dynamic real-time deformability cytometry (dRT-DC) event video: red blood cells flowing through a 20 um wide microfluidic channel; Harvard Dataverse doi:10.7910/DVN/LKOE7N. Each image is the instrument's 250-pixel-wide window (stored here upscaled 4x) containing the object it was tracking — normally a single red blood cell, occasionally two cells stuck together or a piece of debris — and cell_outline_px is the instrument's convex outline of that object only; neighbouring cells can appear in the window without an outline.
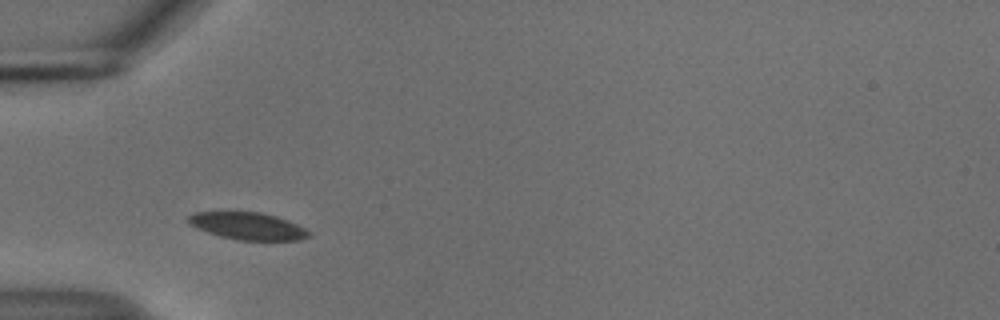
{"species": "common noctule bat (a hibernating species)", "species_latin": "Nyctalus noctula", "temperature_condition": "cold", "stored_images_in_passage": 38, "camera_frame_rate_fps": 3000, "um_per_image_px": 0.085, "animal": {"sex": "male", "body_mass_g": 18.8}, "frame": {"image": 1, "passage_image": 1, "time_ms": 0.0, "image_size_px": [1000, 320], "cell_outline_px": [[312, 232], [308, 236], [300, 240], [236, 240], [220, 236], [196, 228], [188, 224], [188, 216], [196, 212], [260, 212], [276, 216], [288, 220]], "centroid_in_image_um": [21.06, 19.21], "position_along_channel_um": 63.9, "area_um2": 19.07}}
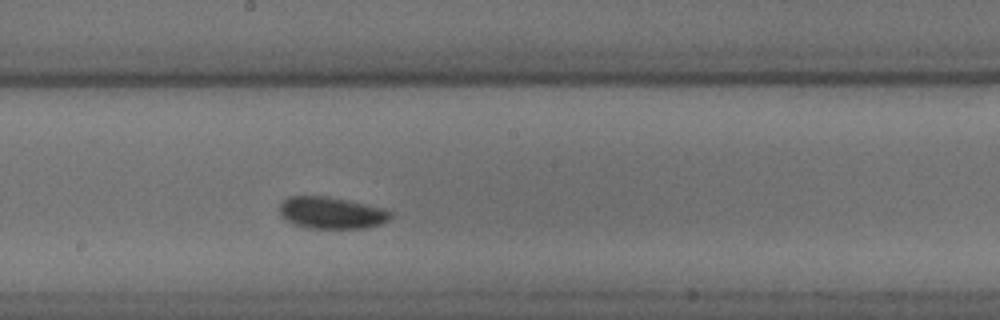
{"frame": {"image": 2, "passage_image": 14, "time_ms": 4.333, "image_size_px": [1000, 320], "cell_outline_px": [[392, 216], [388, 220], [380, 224], [368, 228], [308, 228], [292, 224], [284, 220], [280, 216], [280, 204], [288, 196], [324, 196], [388, 208], [392, 212]], "centroid_in_image_um": [28.18, 18.1], "position_along_channel_um": 220.0, "area_um2": 20.81}}
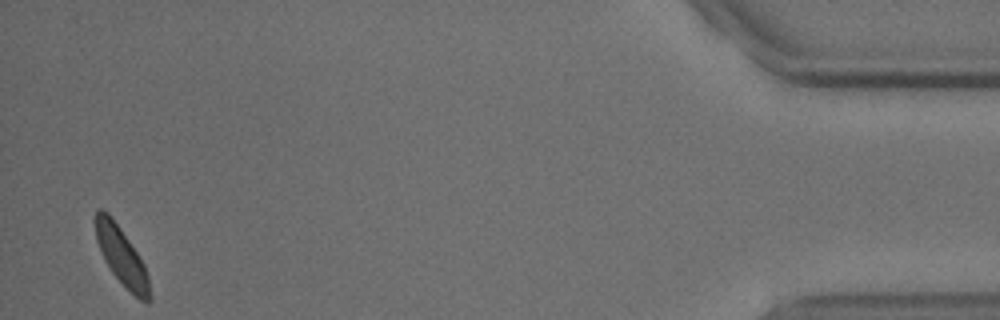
{"frame": {"image": 3, "passage_image": 37, "time_ms": 12.0, "image_size_px": [1000, 320], "cell_outline_px": [[152, 300], [148, 304], [140, 300], [112, 272], [104, 260], [96, 240], [92, 220], [96, 212], [100, 208], [108, 212], [112, 216], [144, 264], [148, 276], [152, 296]], "centroid_in_image_um": [10.31, 21.74], "position_along_channel_um": 424.9, "area_um2": 18.32}, "authors_computed_cell_mechanics": {"area_um2": 19.3341, "velocity_mm_per_s": 3.6708, "shape_relaxation_time_tau1_ms": 1.1542, "shape_relaxation_time_tau2_ms": null, "deformation_change_tau1": 0.0427, "deformation_change_tau2": null}}